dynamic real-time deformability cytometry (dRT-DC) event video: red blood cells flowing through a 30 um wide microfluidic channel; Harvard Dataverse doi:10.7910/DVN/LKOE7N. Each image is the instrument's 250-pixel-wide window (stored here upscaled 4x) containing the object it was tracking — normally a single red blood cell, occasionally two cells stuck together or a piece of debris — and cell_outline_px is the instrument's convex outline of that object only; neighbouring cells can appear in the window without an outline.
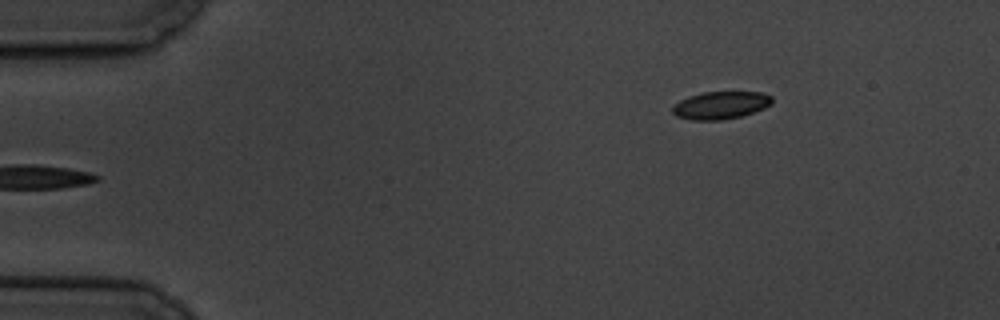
{"species": "common noctule bat (a hibernating species)", "species_latin": "Nyctalus noctula", "temperature_condition": "cold", "stored_images_in_passage": 6, "camera_frame_rate_fps": 3000, "um_per_image_px": 0.085, "animal": {"sex": "male", "body_mass_g": 19.5, "forearm_length_mm": 54.6}, "frame": {"image": 1, "passage_image": 6, "time_ms": 6.667, "image_size_px": [1000, 320], "cell_outline_px": [[772, 104], [764, 108], [740, 116], [720, 120], [692, 120], [676, 116], [672, 112], [672, 108], [680, 100], [688, 96], [704, 92], [760, 92], [772, 96]], "centroid_in_image_um": [61.25, 8.94], "position_along_channel_um": 23.8, "area_um2": 15.9}}